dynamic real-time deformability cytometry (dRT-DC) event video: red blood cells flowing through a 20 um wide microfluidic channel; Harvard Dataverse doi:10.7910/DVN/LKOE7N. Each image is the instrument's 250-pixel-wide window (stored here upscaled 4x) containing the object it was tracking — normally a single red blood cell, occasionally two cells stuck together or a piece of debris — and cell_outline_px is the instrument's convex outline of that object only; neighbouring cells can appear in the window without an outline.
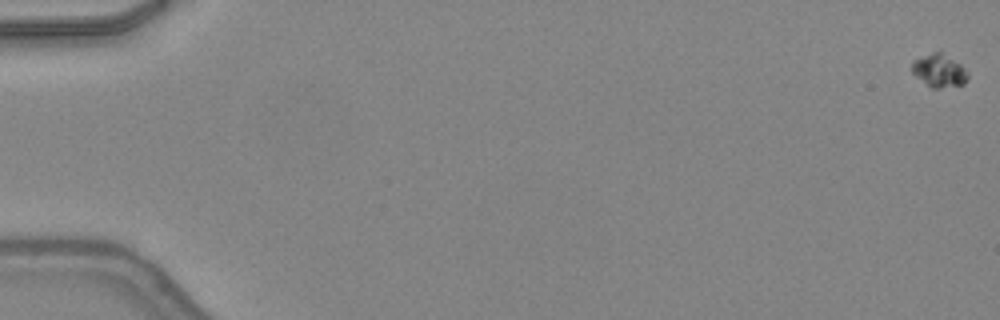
{"species": "common noctule bat (a hibernating species)", "species_latin": "Nyctalus noctula", "temperature_condition": "warm", "stored_images_in_passage": 51, "camera_frame_rate_fps": 3000, "um_per_image_px": 0.085, "animal": {"sex": "female", "body_mass_g": 24.6, "forearm_length_mm": 56.2}, "frame": {"image": 1, "passage_image": 1, "time_ms": 0.0, "image_size_px": [1000, 320], "cell_outline_px": [[968, 76], [964, 84], [940, 88], [932, 88], [916, 76], [912, 72], [912, 60], [932, 52], [940, 52], [960, 64], [968, 72]], "centroid_in_image_um": [79.82, 6.01], "position_along_channel_um": 5.2, "area_um2": 10.52}}
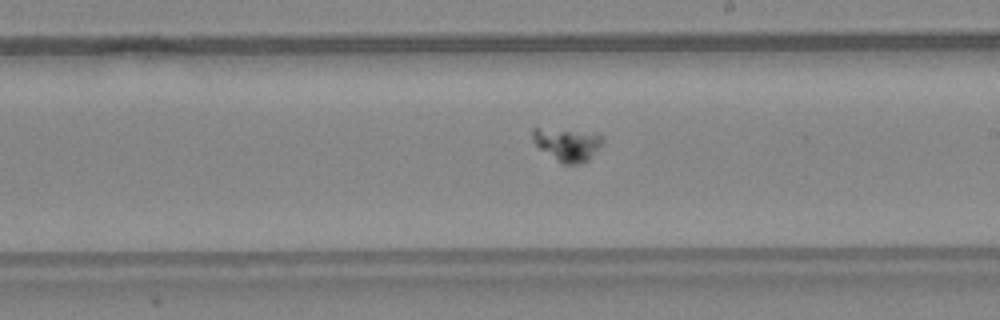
{"frame": {"image": 2, "passage_image": 31, "time_ms": 10.0, "image_size_px": [1000, 320], "cell_outline_px": [[604, 140], [588, 160], [580, 164], [564, 164], [540, 148], [532, 140], [532, 128], [536, 128], [604, 136]], "centroid_in_image_um": [48.2, 12.31], "position_along_channel_um": 240.8, "area_um2": 12.48}}
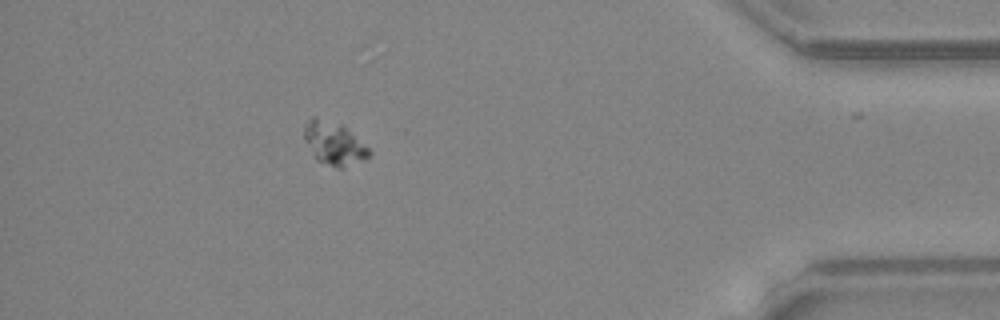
{"frame": {"image": 3, "passage_image": 46, "time_ms": 15.0, "image_size_px": [1000, 320], "cell_outline_px": [[372, 152], [364, 160], [344, 168], [336, 168], [316, 160], [304, 140], [304, 124], [312, 116], [316, 116], [340, 124], [368, 148]], "centroid_in_image_um": [28.34, 12.2], "position_along_channel_um": 406.9, "area_um2": 16.18}}